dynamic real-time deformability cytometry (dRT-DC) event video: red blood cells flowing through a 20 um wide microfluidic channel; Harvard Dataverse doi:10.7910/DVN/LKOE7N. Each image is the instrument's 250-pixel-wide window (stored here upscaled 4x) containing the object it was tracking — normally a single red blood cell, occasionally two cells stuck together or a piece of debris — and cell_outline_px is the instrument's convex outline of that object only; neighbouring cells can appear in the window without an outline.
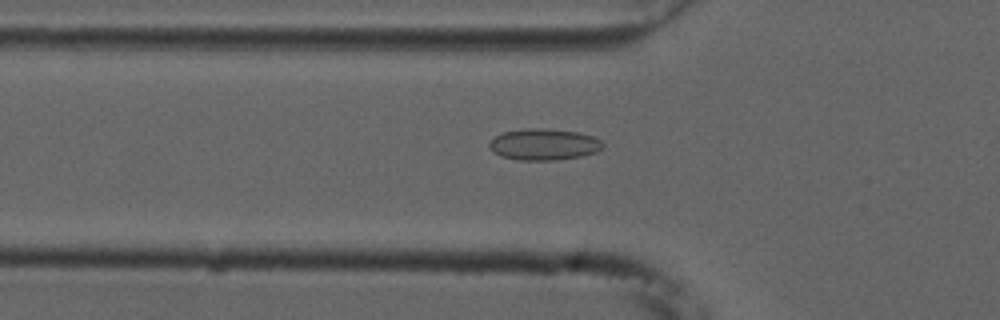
{"species": "common noctule bat (a hibernating species)", "species_latin": "Nyctalus noctula", "temperature_condition": "cold", "stored_images_in_passage": 36, "camera_frame_rate_fps": 3000, "um_per_image_px": 0.085, "animal": {"sex": "male", "forearm_length_mm": 52.5}, "frame": {"image": 1, "passage_image": 6, "time_ms": 1.667, "image_size_px": [1000, 320], "cell_outline_px": [[604, 148], [596, 152], [580, 156], [556, 160], [516, 160], [500, 156], [492, 152], [488, 148], [488, 144], [496, 136], [504, 132], [524, 128], [544, 128], [580, 132], [592, 136], [600, 140], [604, 144]], "centroid_in_image_um": [46.22, 12.27], "position_along_channel_um": 79.6, "area_um2": 20.98}}
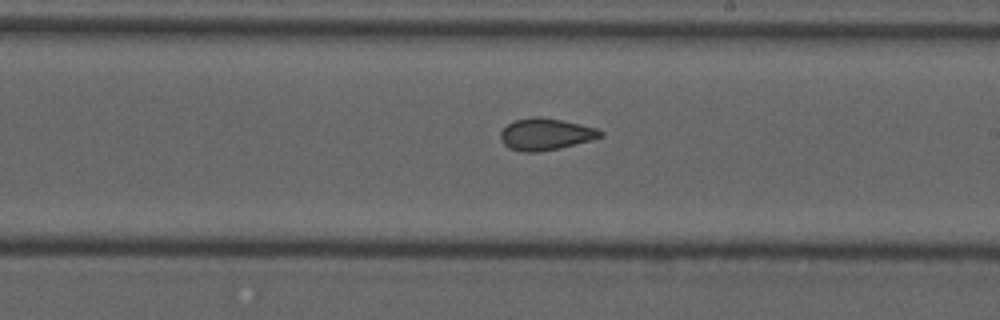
{"frame": {"image": 2, "passage_image": 19, "time_ms": 6.0, "image_size_px": [1000, 320], "cell_outline_px": [[604, 136], [592, 140], [560, 148], [536, 152], [524, 152], [508, 148], [500, 140], [500, 132], [508, 124], [516, 120], [560, 120], [580, 124], [596, 128], [604, 132]], "centroid_in_image_um": [46.41, 11.47], "position_along_channel_um": 242.6, "area_um2": 17.8}}
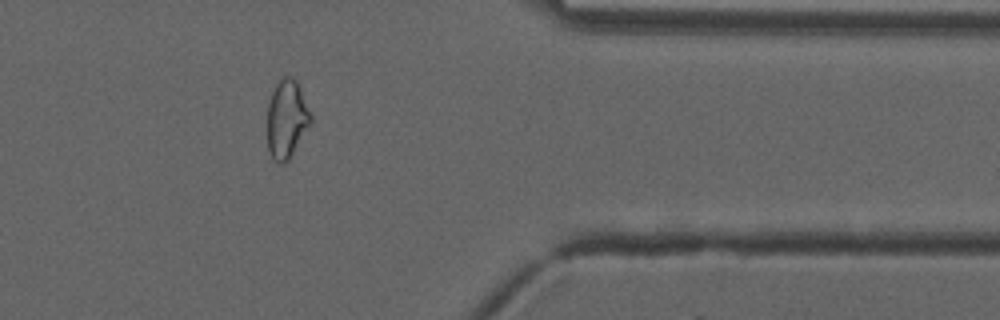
{"frame": {"image": 3, "passage_image": 32, "time_ms": 10.333, "image_size_px": [1000, 320], "cell_outline_px": [[312, 120], [288, 160], [284, 164], [280, 164], [268, 152], [268, 104], [272, 92], [276, 84], [284, 76], [292, 76], [300, 84], [312, 116]], "centroid_in_image_um": [24.38, 10.08], "position_along_channel_um": 387.0, "area_um2": 19.71}, "authors_computed_cell_mechanics": {"area_um2": 18.5249, "velocity_mm_per_s": 3.7539, "shape_relaxation_time_tau1_ms": null, "shape_relaxation_time_tau2_ms": 1.6887, "deformation_change_tau1": null, "deformation_change_tau2": 0.0674}}